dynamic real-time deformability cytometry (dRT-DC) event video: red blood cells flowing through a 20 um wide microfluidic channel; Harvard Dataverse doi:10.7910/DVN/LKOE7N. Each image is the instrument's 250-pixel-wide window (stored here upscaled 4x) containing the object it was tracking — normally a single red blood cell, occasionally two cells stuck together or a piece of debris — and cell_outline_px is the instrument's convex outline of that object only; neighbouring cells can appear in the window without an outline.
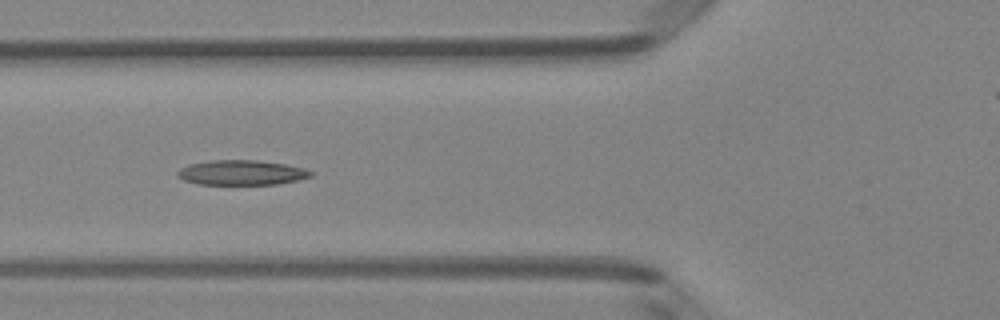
{"species": "Egyptian fruit bat (a non-hibernating species)", "species_latin": "Rousettus aegyptiacus", "temperature_condition": "room temperature", "stored_images_in_passage": 6, "camera_frame_rate_fps": 3000, "um_per_image_px": 0.085, "animal": {"sex": "female"}, "frame": {"image": 1, "passage_image": 6, "time_ms": 1.667, "image_size_px": [1000, 320], "cell_outline_px": [[312, 176], [296, 180], [276, 184], [200, 184], [184, 180], [176, 176], [176, 172], [180, 168], [188, 164], [212, 160], [256, 160], [284, 164], [304, 168], [312, 172]], "centroid_in_image_um": [20.49, 14.66], "position_along_channel_um": 105.3, "area_um2": 19.19}}